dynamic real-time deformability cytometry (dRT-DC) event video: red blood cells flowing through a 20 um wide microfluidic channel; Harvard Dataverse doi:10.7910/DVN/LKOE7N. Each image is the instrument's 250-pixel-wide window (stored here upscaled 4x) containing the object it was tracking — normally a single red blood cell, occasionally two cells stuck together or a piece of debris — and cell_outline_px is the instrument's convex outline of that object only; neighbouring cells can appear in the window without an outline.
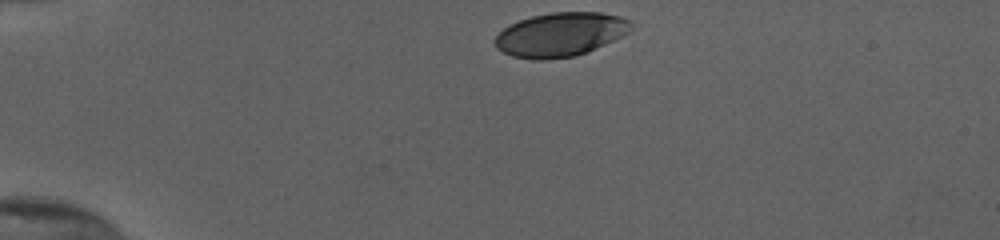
{"species": "human", "species_latin": "Homo sapiens", "temperature_condition": "cold", "stored_images_in_passage": 34, "camera_frame_rate_fps": 3000, "um_per_image_px": 0.085, "donor": {"sex": "female"}, "frame": {"image": 1, "passage_image": 1, "time_ms": 0.0, "image_size_px": [1000, 240], "cell_outline_px": [[636, 24], [628, 32], [604, 44], [576, 56], [540, 60], [512, 56], [496, 48], [496, 36], [504, 28], [520, 20], [532, 16], [552, 12], [600, 12], [620, 16], [632, 20]], "centroid_in_image_um": [47.67, 2.92], "position_along_channel_um": 37.3, "area_um2": 34.56}}
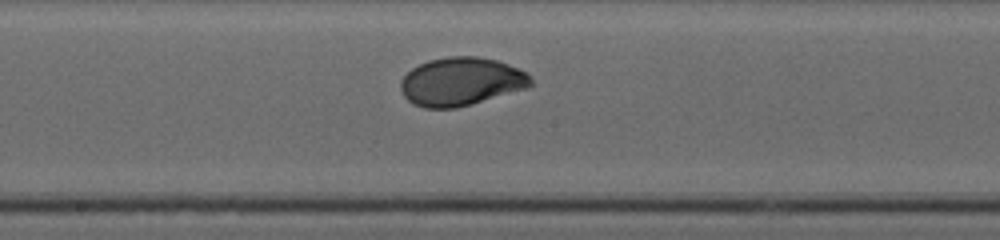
{"frame": {"image": 2, "passage_image": 19, "time_ms": 6.0, "image_size_px": [1000, 240], "cell_outline_px": [[532, 84], [528, 88], [456, 108], [424, 108], [412, 104], [404, 96], [400, 88], [400, 80], [412, 68], [428, 60], [448, 56], [476, 56], [496, 60], [508, 64], [532, 76]], "centroid_in_image_um": [39.18, 6.93], "position_along_channel_um": 209.0, "area_um2": 36.65}}
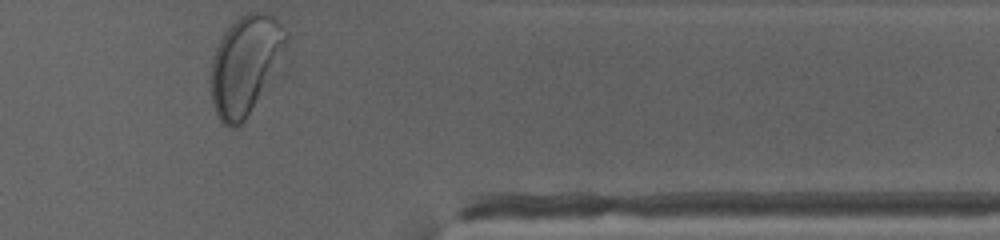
{"frame": {"image": 3, "passage_image": 34, "time_ms": 11.0, "image_size_px": [1000, 240], "cell_outline_px": [[288, 36], [284, 44], [240, 128], [228, 128], [220, 120], [212, 104], [212, 56], [224, 32], [240, 16], [248, 12], [264, 12], [272, 16], [288, 32]], "centroid_in_image_um": [20.75, 5.48], "position_along_channel_um": 390.6, "area_um2": 40.86}, "authors_computed_cell_mechanics": {"area_um2": 36.3851, "velocity_mm_per_s": 3.8304, "shape_relaxation_time_tau1_ms": 2.8713, "shape_relaxation_time_tau2_ms": null, "deformation_change_tau1": 0.1456, "deformation_change_tau2": null}}